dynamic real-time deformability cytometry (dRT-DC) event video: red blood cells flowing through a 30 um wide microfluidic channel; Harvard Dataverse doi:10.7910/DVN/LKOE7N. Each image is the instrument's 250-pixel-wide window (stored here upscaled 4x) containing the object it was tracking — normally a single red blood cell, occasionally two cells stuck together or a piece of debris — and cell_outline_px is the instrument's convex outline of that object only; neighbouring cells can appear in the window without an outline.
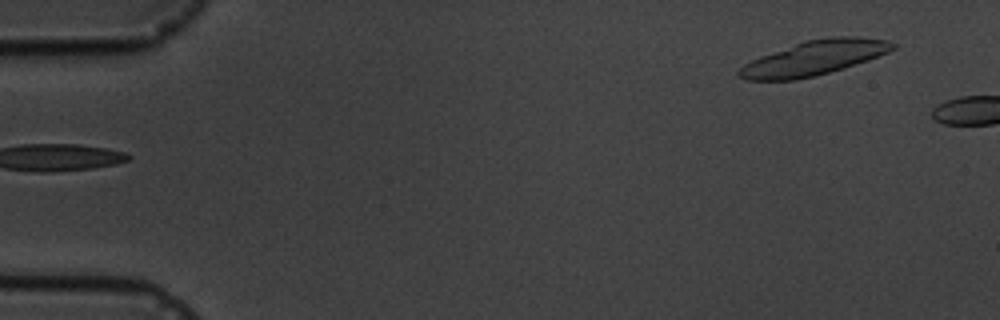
{"species": "common noctule bat (a hibernating species)", "species_latin": "Nyctalus noctula", "temperature_condition": "cold", "stored_images_in_passage": 6, "segment_of_instrument_passage": [2, 2], "camera_frame_rate_fps": 3000, "um_per_image_px": 0.085, "animal": {"sex": "male", "body_mass_g": 19.5, "forearm_length_mm": 54.6}, "frame": {"image": 1, "passage_image": 6, "time_ms": 5.667, "image_size_px": [1000, 320], "cell_outline_px": [[896, 48], [888, 52], [868, 60], [844, 68], [816, 76], [796, 80], [744, 80], [736, 72], [744, 64], [760, 56], [804, 40], [828, 36], [856, 36], [888, 40], [896, 44]], "centroid_in_image_um": [69.21, 4.92], "position_along_channel_um": 15.8, "area_um2": 31.15}}